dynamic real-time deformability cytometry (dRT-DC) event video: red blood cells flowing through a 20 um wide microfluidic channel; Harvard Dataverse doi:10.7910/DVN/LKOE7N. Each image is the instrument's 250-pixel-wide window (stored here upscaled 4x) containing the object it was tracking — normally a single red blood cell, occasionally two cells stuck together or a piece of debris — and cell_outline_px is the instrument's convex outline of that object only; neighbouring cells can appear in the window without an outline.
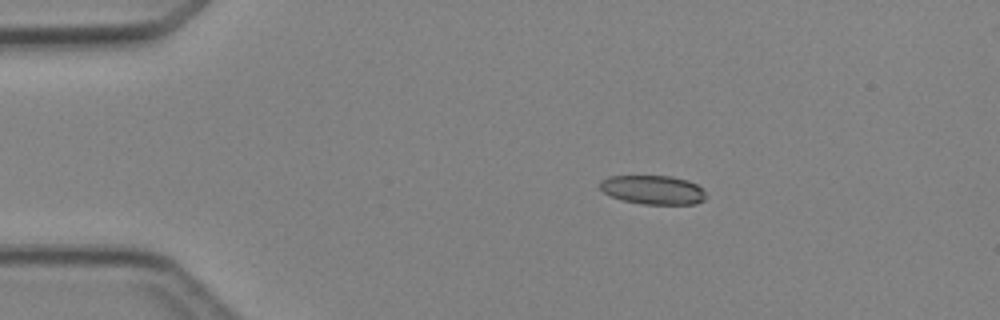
{"species": "Egyptian fruit bat (a non-hibernating species)", "species_latin": "Rousettus aegyptiacus", "temperature_condition": "cold", "stored_images_in_passage": 6, "camera_frame_rate_fps": 3000, "um_per_image_px": 0.085, "animal": {"sex": "female"}, "frame": {"image": 1, "passage_image": 3, "time_ms": 2.333, "image_size_px": [1000, 320], "cell_outline_px": [[704, 200], [696, 204], [640, 204], [620, 200], [604, 192], [600, 188], [600, 180], [608, 176], [672, 176], [688, 180], [696, 184], [704, 192]], "centroid_in_image_um": [55.47, 16.13], "position_along_channel_um": 29.5, "area_um2": 17.92}}
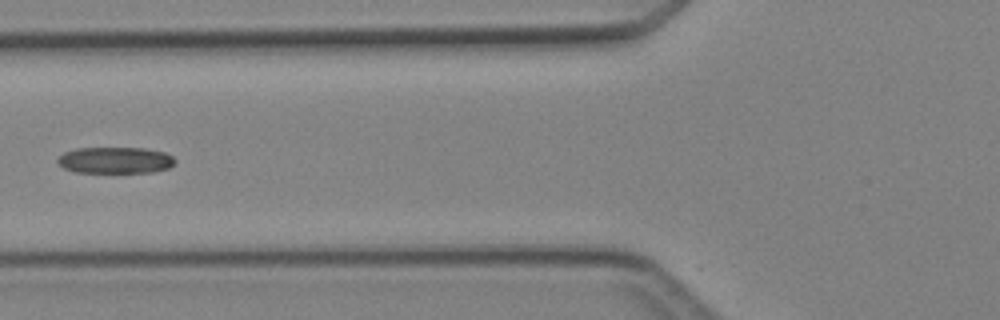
{"frame": {"image": 2, "passage_image": 5, "time_ms": 5.667, "image_size_px": [1000, 320], "cell_outline_px": [[176, 160], [168, 168], [152, 172], [76, 172], [64, 168], [56, 160], [64, 152], [76, 148], [144, 148], [164, 152], [172, 156]], "centroid_in_image_um": [9.79, 13.61], "position_along_channel_um": 116.0, "area_um2": 17.92}}
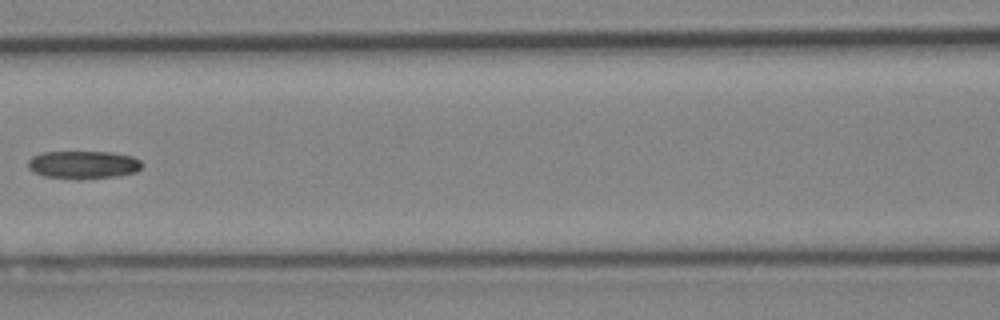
{"frame": {"image": 3, "passage_image": 6, "time_ms": 6.667, "image_size_px": [1000, 320], "cell_outline_px": [[144, 164], [136, 172], [120, 176], [44, 176], [32, 172], [28, 168], [28, 160], [32, 156], [44, 152], [112, 152], [132, 156], [140, 160]], "centroid_in_image_um": [7.1, 13.95], "position_along_channel_um": 159.5, "area_um2": 17.8}}